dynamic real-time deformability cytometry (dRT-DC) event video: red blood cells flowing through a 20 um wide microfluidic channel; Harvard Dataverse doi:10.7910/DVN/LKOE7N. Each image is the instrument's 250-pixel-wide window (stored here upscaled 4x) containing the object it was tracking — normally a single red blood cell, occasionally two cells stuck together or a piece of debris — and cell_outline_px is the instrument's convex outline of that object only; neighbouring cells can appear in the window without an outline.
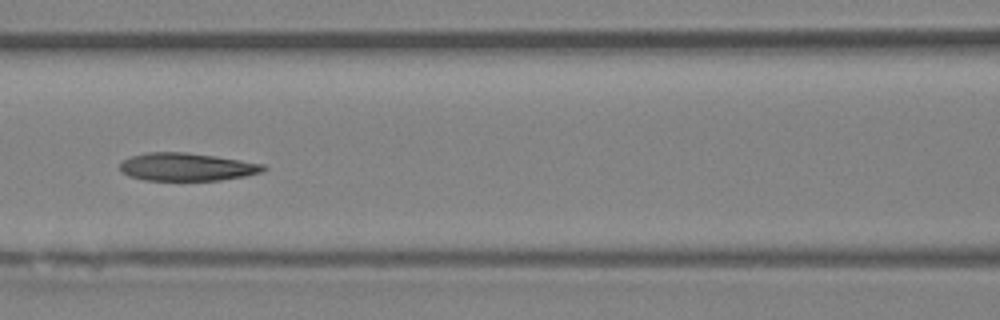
{"species": "Egyptian fruit bat (a non-hibernating species)", "species_latin": "Rousettus aegyptiacus", "temperature_condition": "room temperature", "stored_images_in_passage": 9, "camera_frame_rate_fps": 3000, "um_per_image_px": 0.085, "animal": {"sex": "female"}, "frame": {"image": 1, "passage_image": 6, "time_ms": 6.0, "image_size_px": [1000, 320], "cell_outline_px": [[268, 168], [260, 172], [244, 176], [220, 180], [144, 180], [128, 176], [120, 168], [120, 164], [124, 160], [132, 156], [148, 152], [184, 152], [216, 156], [264, 164]], "centroid_in_image_um": [15.88, 14.18], "position_along_channel_um": 150.7, "area_um2": 23.12}}
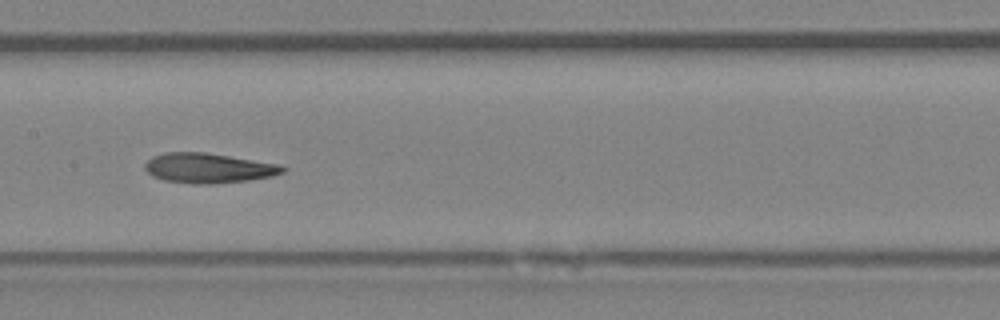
{"frame": {"image": 2, "passage_image": 7, "time_ms": 7.0, "image_size_px": [1000, 320], "cell_outline_px": [[288, 168], [284, 172], [272, 176], [248, 180], [212, 184], [192, 184], [164, 180], [152, 176], [144, 168], [144, 164], [152, 156], [164, 152], [204, 152], [280, 164]], "centroid_in_image_um": [17.71, 14.28], "position_along_channel_um": 189.7, "area_um2": 24.1}}